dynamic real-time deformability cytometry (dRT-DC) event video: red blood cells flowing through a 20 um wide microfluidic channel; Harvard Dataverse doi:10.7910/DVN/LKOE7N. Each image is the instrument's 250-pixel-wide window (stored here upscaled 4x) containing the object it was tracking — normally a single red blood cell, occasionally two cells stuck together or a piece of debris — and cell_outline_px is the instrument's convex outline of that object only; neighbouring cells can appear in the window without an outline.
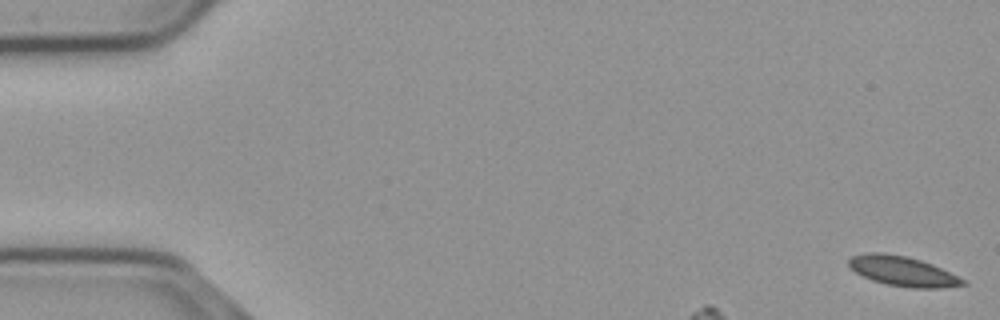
{"species": "common noctule bat (a hibernating species)", "species_latin": "Nyctalus noctula", "temperature_condition": "cold", "stored_images_in_passage": 10, "camera_frame_rate_fps": 3000, "um_per_image_px": 0.085, "animal": {"sex": "male", "body_mass_g": 23.1, "forearm_length_mm": 52.7}, "frame": {"image": 1, "passage_image": 1, "time_ms": 0.0, "image_size_px": [1000, 320], "cell_outline_px": [[968, 284], [940, 288], [912, 288], [888, 284], [872, 280], [856, 272], [848, 264], [848, 260], [852, 256], [868, 252], [884, 252], [908, 256], [932, 264], [964, 280]], "centroid_in_image_um": [76.71, 23.04], "position_along_channel_um": 8.3, "area_um2": 19.59}}